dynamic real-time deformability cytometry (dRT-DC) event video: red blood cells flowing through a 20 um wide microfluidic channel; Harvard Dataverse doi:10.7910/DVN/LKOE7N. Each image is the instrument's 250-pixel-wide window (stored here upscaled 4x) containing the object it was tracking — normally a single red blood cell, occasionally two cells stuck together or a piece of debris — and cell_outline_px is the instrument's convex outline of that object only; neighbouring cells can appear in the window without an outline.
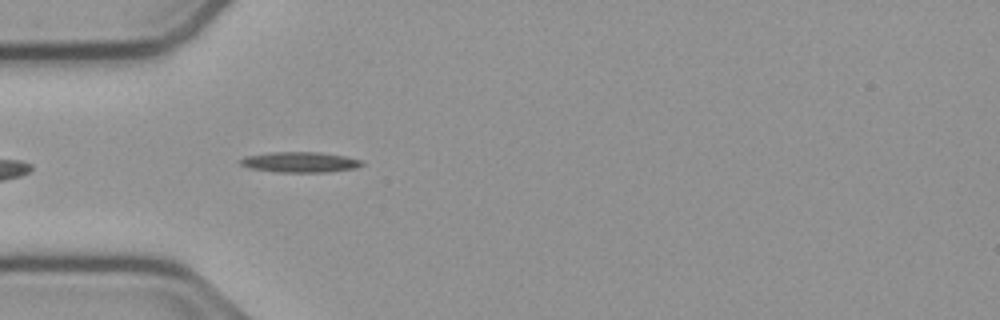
{"species": "common noctule bat (a hibernating species)", "species_latin": "Nyctalus noctula", "temperature_condition": "cold", "stored_images_in_passage": 42, "camera_frame_rate_fps": 3000, "um_per_image_px": 0.085, "animal": {"sex": "male", "body_mass_g": 23.1, "forearm_length_mm": 52.7}, "frame": {"image": 1, "passage_image": 4, "time_ms": 1.0, "image_size_px": [1000, 320], "cell_outline_px": [[364, 164], [356, 168], [324, 172], [280, 172], [248, 168], [240, 164], [240, 160], [244, 156], [272, 152], [320, 152], [344, 156], [360, 160]], "centroid_in_image_um": [25.47, 13.78], "position_along_channel_um": 59.5, "area_um2": 14.39}}
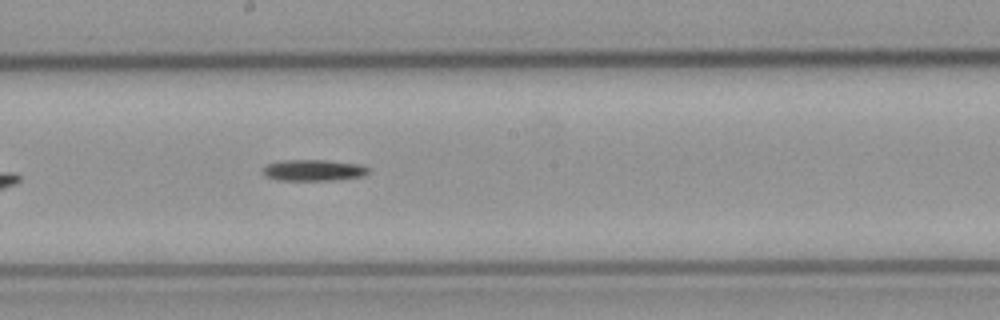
{"frame": {"image": 2, "passage_image": 17, "time_ms": 5.333, "image_size_px": [1000, 320], "cell_outline_px": [[368, 172], [360, 176], [332, 180], [280, 180], [268, 176], [264, 172], [264, 168], [268, 164], [280, 160], [324, 160], [360, 164], [368, 168]], "centroid_in_image_um": [26.65, 14.46], "position_along_channel_um": 221.6, "area_um2": 12.72}}
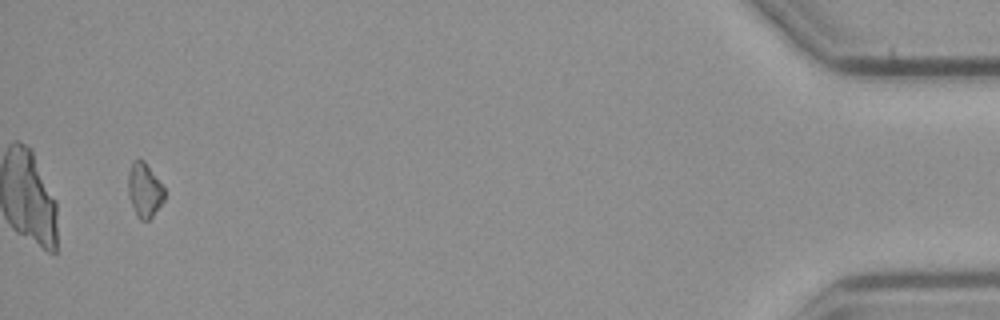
{"frame": {"image": 3, "passage_image": 40, "time_ms": 13.0, "image_size_px": [1000, 320], "cell_outline_px": [[164, 200], [152, 216], [148, 220], [140, 220], [128, 196], [128, 172], [132, 160], [144, 160], [164, 188]], "centroid_in_image_um": [12.26, 16.13], "position_along_channel_um": 422.9, "area_um2": 11.27}, "authors_computed_cell_mechanics": {"area_um2": 12.2825, "velocity_mm_per_s": 3.7808, "shape_relaxation_time_tau1_ms": 4.9237, "shape_relaxation_time_tau2_ms": null, "deformation_change_tau1": 0.1416, "deformation_change_tau2": null}}